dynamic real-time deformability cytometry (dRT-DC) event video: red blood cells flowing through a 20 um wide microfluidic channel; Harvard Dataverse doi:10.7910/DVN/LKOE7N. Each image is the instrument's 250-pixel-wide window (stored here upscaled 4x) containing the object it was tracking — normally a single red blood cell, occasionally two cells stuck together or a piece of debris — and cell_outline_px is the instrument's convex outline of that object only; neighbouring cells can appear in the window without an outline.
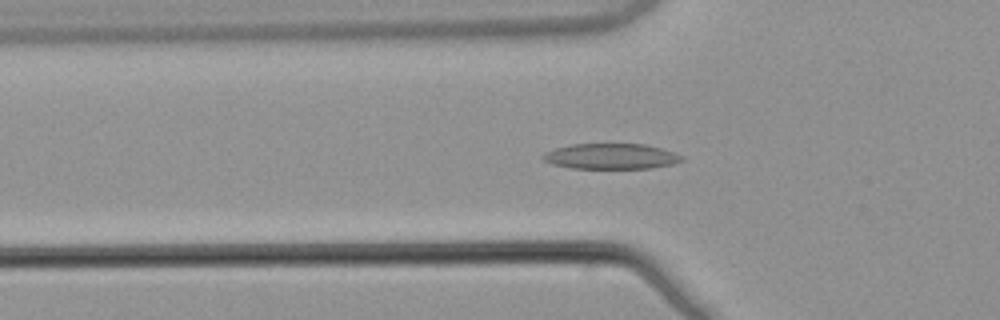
{"species": "common noctule bat (a hibernating species)", "species_latin": "Nyctalus noctula", "temperature_condition": "warm", "stored_images_in_passage": 50, "camera_frame_rate_fps": 3000, "um_per_image_px": 0.085, "animal": {"sex": "male", "body_mass_g": 21.5, "forearm_length_mm": 52.0}, "frame": {"image": 1, "passage_image": 15, "time_ms": 4.667, "image_size_px": [1000, 320], "cell_outline_px": [[684, 160], [672, 164], [652, 168], [572, 168], [552, 164], [544, 160], [540, 156], [544, 152], [556, 148], [572, 144], [644, 144], [660, 148], [684, 156]], "centroid_in_image_um": [51.92, 13.29], "position_along_channel_um": 73.9, "area_um2": 20.58}}
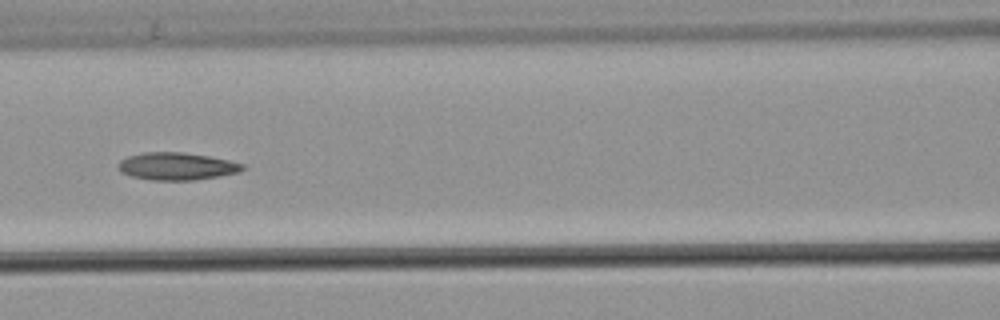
{"frame": {"image": 2, "passage_image": 21, "time_ms": 6.667, "image_size_px": [1000, 320], "cell_outline_px": [[244, 168], [240, 172], [192, 180], [152, 180], [132, 176], [120, 172], [116, 168], [120, 160], [128, 156], [144, 152], [184, 152], [208, 156], [228, 160], [244, 164]], "centroid_in_image_um": [14.98, 14.12], "position_along_channel_um": 151.6, "area_um2": 19.83}}
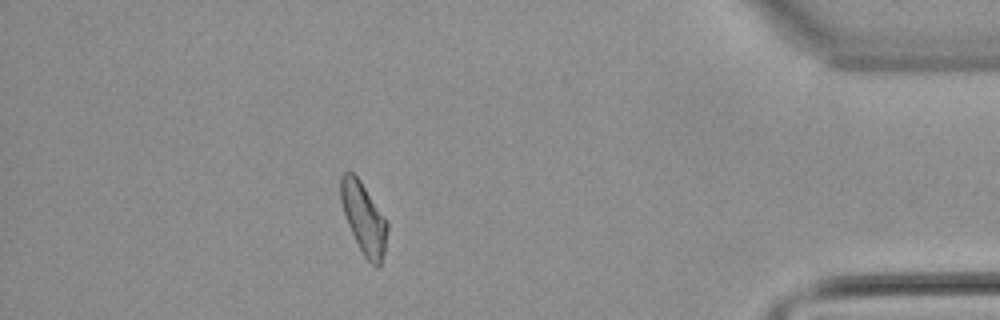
{"frame": {"image": 3, "passage_image": 44, "time_ms": 14.333, "image_size_px": [1000, 320], "cell_outline_px": [[388, 228], [384, 252], [380, 268], [376, 268], [364, 256], [348, 224], [340, 200], [340, 176], [344, 172], [352, 172], [360, 180], [388, 220]], "centroid_in_image_um": [30.94, 18.54], "position_along_channel_um": 404.3, "area_um2": 19.31}, "authors_computed_cell_mechanics": {"area_um2": 19.652, "velocity_mm_per_s": 3.8684, "shape_relaxation_time_tau1_ms": null, "shape_relaxation_time_tau2_ms": 4.4294, "deformation_change_tau1": null, "deformation_change_tau2": 0.1255}}